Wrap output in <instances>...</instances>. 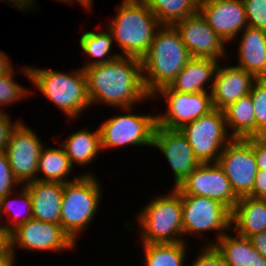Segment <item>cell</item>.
I'll list each match as a JSON object with an SVG mask.
<instances>
[{"label": "cell", "instance_id": "6da1fadb", "mask_svg": "<svg viewBox=\"0 0 266 266\" xmlns=\"http://www.w3.org/2000/svg\"><path fill=\"white\" fill-rule=\"evenodd\" d=\"M84 72L91 107L138 108L152 100L143 84L141 59L121 55L107 63L87 67Z\"/></svg>", "mask_w": 266, "mask_h": 266}, {"label": "cell", "instance_id": "7a4b0ae2", "mask_svg": "<svg viewBox=\"0 0 266 266\" xmlns=\"http://www.w3.org/2000/svg\"><path fill=\"white\" fill-rule=\"evenodd\" d=\"M69 71V72H68ZM60 71L51 67L36 68L32 65L21 66L18 71L31 82L32 87L43 94L63 112L66 122H76L91 108L88 97L87 80L84 69L80 66L74 70ZM80 114V115H79ZM69 120V121H68ZM72 120V121H71Z\"/></svg>", "mask_w": 266, "mask_h": 266}, {"label": "cell", "instance_id": "3957f363", "mask_svg": "<svg viewBox=\"0 0 266 266\" xmlns=\"http://www.w3.org/2000/svg\"><path fill=\"white\" fill-rule=\"evenodd\" d=\"M191 58L176 27L161 25L141 59L146 92L151 96L160 88L169 86Z\"/></svg>", "mask_w": 266, "mask_h": 266}, {"label": "cell", "instance_id": "277c9868", "mask_svg": "<svg viewBox=\"0 0 266 266\" xmlns=\"http://www.w3.org/2000/svg\"><path fill=\"white\" fill-rule=\"evenodd\" d=\"M170 190L147 200V204L134 215L138 224L132 221L124 223V229L128 232L138 231L140 240L137 241L140 245L183 242L181 196L173 188Z\"/></svg>", "mask_w": 266, "mask_h": 266}, {"label": "cell", "instance_id": "5b68a950", "mask_svg": "<svg viewBox=\"0 0 266 266\" xmlns=\"http://www.w3.org/2000/svg\"><path fill=\"white\" fill-rule=\"evenodd\" d=\"M115 9V16L105 28L111 32L122 56L142 59L161 25L142 0H123Z\"/></svg>", "mask_w": 266, "mask_h": 266}, {"label": "cell", "instance_id": "8992f818", "mask_svg": "<svg viewBox=\"0 0 266 266\" xmlns=\"http://www.w3.org/2000/svg\"><path fill=\"white\" fill-rule=\"evenodd\" d=\"M97 177L81 175L75 181L64 183L60 225L76 244L81 233L89 230L102 204L103 184Z\"/></svg>", "mask_w": 266, "mask_h": 266}, {"label": "cell", "instance_id": "52a82bcc", "mask_svg": "<svg viewBox=\"0 0 266 266\" xmlns=\"http://www.w3.org/2000/svg\"><path fill=\"white\" fill-rule=\"evenodd\" d=\"M180 196L183 213V242L191 244L188 240L189 236L192 235L195 240L199 236V239H205L211 233L214 234L212 242L207 237V241L203 242L201 239L200 243L201 246H213L231 228V211L219 201L209 197Z\"/></svg>", "mask_w": 266, "mask_h": 266}, {"label": "cell", "instance_id": "ba28073f", "mask_svg": "<svg viewBox=\"0 0 266 266\" xmlns=\"http://www.w3.org/2000/svg\"><path fill=\"white\" fill-rule=\"evenodd\" d=\"M135 107L121 108L124 113L114 114L100 122L102 151L127 146L153 147V135L156 127V113L133 112Z\"/></svg>", "mask_w": 266, "mask_h": 266}, {"label": "cell", "instance_id": "9c48e42d", "mask_svg": "<svg viewBox=\"0 0 266 266\" xmlns=\"http://www.w3.org/2000/svg\"><path fill=\"white\" fill-rule=\"evenodd\" d=\"M179 130L200 163H217L225 146L233 139L226 127L224 111L215 108Z\"/></svg>", "mask_w": 266, "mask_h": 266}, {"label": "cell", "instance_id": "30bf717a", "mask_svg": "<svg viewBox=\"0 0 266 266\" xmlns=\"http://www.w3.org/2000/svg\"><path fill=\"white\" fill-rule=\"evenodd\" d=\"M151 98L165 101L166 112L156 113V125L166 129L179 130L214 109L211 92L182 93L165 86Z\"/></svg>", "mask_w": 266, "mask_h": 266}, {"label": "cell", "instance_id": "8fae6325", "mask_svg": "<svg viewBox=\"0 0 266 266\" xmlns=\"http://www.w3.org/2000/svg\"><path fill=\"white\" fill-rule=\"evenodd\" d=\"M10 239L11 252L15 256L18 248L28 252H54L55 254L77 250V244L60 224L43 222L33 218L14 229L10 233Z\"/></svg>", "mask_w": 266, "mask_h": 266}, {"label": "cell", "instance_id": "7c38bea8", "mask_svg": "<svg viewBox=\"0 0 266 266\" xmlns=\"http://www.w3.org/2000/svg\"><path fill=\"white\" fill-rule=\"evenodd\" d=\"M44 145L38 132L24 120L11 131L4 151L12 173L21 185L37 180L38 160Z\"/></svg>", "mask_w": 266, "mask_h": 266}, {"label": "cell", "instance_id": "4fadbf2b", "mask_svg": "<svg viewBox=\"0 0 266 266\" xmlns=\"http://www.w3.org/2000/svg\"><path fill=\"white\" fill-rule=\"evenodd\" d=\"M230 181L238 198L248 196L258 172L253 145L243 138H233L224 148L217 162Z\"/></svg>", "mask_w": 266, "mask_h": 266}, {"label": "cell", "instance_id": "5bb4252c", "mask_svg": "<svg viewBox=\"0 0 266 266\" xmlns=\"http://www.w3.org/2000/svg\"><path fill=\"white\" fill-rule=\"evenodd\" d=\"M179 195H193L215 199L232 211L239 198L218 163H200L193 173L173 188Z\"/></svg>", "mask_w": 266, "mask_h": 266}, {"label": "cell", "instance_id": "9a60e30c", "mask_svg": "<svg viewBox=\"0 0 266 266\" xmlns=\"http://www.w3.org/2000/svg\"><path fill=\"white\" fill-rule=\"evenodd\" d=\"M152 148H157L164 155L171 168L173 186L170 185L169 189L178 187L200 164L180 130L166 129L156 125Z\"/></svg>", "mask_w": 266, "mask_h": 266}, {"label": "cell", "instance_id": "2e32d148", "mask_svg": "<svg viewBox=\"0 0 266 266\" xmlns=\"http://www.w3.org/2000/svg\"><path fill=\"white\" fill-rule=\"evenodd\" d=\"M192 57L227 60V43L207 23L198 11L175 25ZM223 59V60H222Z\"/></svg>", "mask_w": 266, "mask_h": 266}, {"label": "cell", "instance_id": "e0dca14e", "mask_svg": "<svg viewBox=\"0 0 266 266\" xmlns=\"http://www.w3.org/2000/svg\"><path fill=\"white\" fill-rule=\"evenodd\" d=\"M198 11L228 46L248 26L242 0H201Z\"/></svg>", "mask_w": 266, "mask_h": 266}, {"label": "cell", "instance_id": "ac0fdd59", "mask_svg": "<svg viewBox=\"0 0 266 266\" xmlns=\"http://www.w3.org/2000/svg\"><path fill=\"white\" fill-rule=\"evenodd\" d=\"M256 78L236 65L222 64L216 69L211 89L212 104L215 109L224 110L242 96L251 92Z\"/></svg>", "mask_w": 266, "mask_h": 266}, {"label": "cell", "instance_id": "d6986e66", "mask_svg": "<svg viewBox=\"0 0 266 266\" xmlns=\"http://www.w3.org/2000/svg\"><path fill=\"white\" fill-rule=\"evenodd\" d=\"M237 36L233 41L239 42L236 45V66L256 79L266 78V31L246 26Z\"/></svg>", "mask_w": 266, "mask_h": 266}, {"label": "cell", "instance_id": "ffe728a7", "mask_svg": "<svg viewBox=\"0 0 266 266\" xmlns=\"http://www.w3.org/2000/svg\"><path fill=\"white\" fill-rule=\"evenodd\" d=\"M219 63L212 58L192 57L169 87L182 93L211 92Z\"/></svg>", "mask_w": 266, "mask_h": 266}, {"label": "cell", "instance_id": "44dd1931", "mask_svg": "<svg viewBox=\"0 0 266 266\" xmlns=\"http://www.w3.org/2000/svg\"><path fill=\"white\" fill-rule=\"evenodd\" d=\"M24 186L31 195L33 219L60 224L64 184L35 180Z\"/></svg>", "mask_w": 266, "mask_h": 266}, {"label": "cell", "instance_id": "7402d4cb", "mask_svg": "<svg viewBox=\"0 0 266 266\" xmlns=\"http://www.w3.org/2000/svg\"><path fill=\"white\" fill-rule=\"evenodd\" d=\"M231 229L248 238L266 230V199L240 197L231 211Z\"/></svg>", "mask_w": 266, "mask_h": 266}, {"label": "cell", "instance_id": "603a6c76", "mask_svg": "<svg viewBox=\"0 0 266 266\" xmlns=\"http://www.w3.org/2000/svg\"><path fill=\"white\" fill-rule=\"evenodd\" d=\"M93 129V130H92ZM84 127L68 134L60 144L64 148L71 165L89 166L102 153L99 128ZM95 129V130H94Z\"/></svg>", "mask_w": 266, "mask_h": 266}, {"label": "cell", "instance_id": "cb8c5ba5", "mask_svg": "<svg viewBox=\"0 0 266 266\" xmlns=\"http://www.w3.org/2000/svg\"><path fill=\"white\" fill-rule=\"evenodd\" d=\"M57 145L50 147L45 143L38 160L37 180L43 182H59L68 183L77 180L81 175H96L85 170L80 175H75L70 179L72 171L75 169L69 158L67 157L64 148ZM39 174V175H38ZM42 174V175H41Z\"/></svg>", "mask_w": 266, "mask_h": 266}, {"label": "cell", "instance_id": "d4e9b609", "mask_svg": "<svg viewBox=\"0 0 266 266\" xmlns=\"http://www.w3.org/2000/svg\"><path fill=\"white\" fill-rule=\"evenodd\" d=\"M79 47L83 52L85 61L82 66L83 69L97 64H104L113 59L121 56L120 52H113L112 50L115 43L111 32L106 28L102 31H82L79 38ZM114 54H113V53Z\"/></svg>", "mask_w": 266, "mask_h": 266}, {"label": "cell", "instance_id": "484cf974", "mask_svg": "<svg viewBox=\"0 0 266 266\" xmlns=\"http://www.w3.org/2000/svg\"><path fill=\"white\" fill-rule=\"evenodd\" d=\"M12 195L14 198L11 199ZM32 218L31 195L24 185H21L18 190L16 189L9 195L0 198L1 224L10 233ZM5 221L6 223L4 224Z\"/></svg>", "mask_w": 266, "mask_h": 266}, {"label": "cell", "instance_id": "4316f807", "mask_svg": "<svg viewBox=\"0 0 266 266\" xmlns=\"http://www.w3.org/2000/svg\"><path fill=\"white\" fill-rule=\"evenodd\" d=\"M228 133L232 138L255 137V113L250 93L224 110Z\"/></svg>", "mask_w": 266, "mask_h": 266}, {"label": "cell", "instance_id": "83f0119b", "mask_svg": "<svg viewBox=\"0 0 266 266\" xmlns=\"http://www.w3.org/2000/svg\"><path fill=\"white\" fill-rule=\"evenodd\" d=\"M185 242L142 244L145 266H187L189 248ZM189 247V248H188Z\"/></svg>", "mask_w": 266, "mask_h": 266}, {"label": "cell", "instance_id": "f1b7e54d", "mask_svg": "<svg viewBox=\"0 0 266 266\" xmlns=\"http://www.w3.org/2000/svg\"><path fill=\"white\" fill-rule=\"evenodd\" d=\"M155 14L160 25L174 26L198 12V0H142Z\"/></svg>", "mask_w": 266, "mask_h": 266}, {"label": "cell", "instance_id": "f546056e", "mask_svg": "<svg viewBox=\"0 0 266 266\" xmlns=\"http://www.w3.org/2000/svg\"><path fill=\"white\" fill-rule=\"evenodd\" d=\"M251 246L248 237L237 234L231 228L213 245L227 266H247L248 250Z\"/></svg>", "mask_w": 266, "mask_h": 266}, {"label": "cell", "instance_id": "4dcf8cb0", "mask_svg": "<svg viewBox=\"0 0 266 266\" xmlns=\"http://www.w3.org/2000/svg\"><path fill=\"white\" fill-rule=\"evenodd\" d=\"M17 71L15 67L10 72L0 75V111L7 110L8 106L15 102L19 104V101H24L25 98L31 97L30 95H35L33 90L15 80Z\"/></svg>", "mask_w": 266, "mask_h": 266}, {"label": "cell", "instance_id": "1f68e13d", "mask_svg": "<svg viewBox=\"0 0 266 266\" xmlns=\"http://www.w3.org/2000/svg\"><path fill=\"white\" fill-rule=\"evenodd\" d=\"M250 95L255 113V137L266 136V78L255 80Z\"/></svg>", "mask_w": 266, "mask_h": 266}, {"label": "cell", "instance_id": "d6a6232c", "mask_svg": "<svg viewBox=\"0 0 266 266\" xmlns=\"http://www.w3.org/2000/svg\"><path fill=\"white\" fill-rule=\"evenodd\" d=\"M248 26L266 31V0H242Z\"/></svg>", "mask_w": 266, "mask_h": 266}, {"label": "cell", "instance_id": "836d02e7", "mask_svg": "<svg viewBox=\"0 0 266 266\" xmlns=\"http://www.w3.org/2000/svg\"><path fill=\"white\" fill-rule=\"evenodd\" d=\"M21 184L14 177L5 151L0 152V198L9 195Z\"/></svg>", "mask_w": 266, "mask_h": 266}, {"label": "cell", "instance_id": "e575fe53", "mask_svg": "<svg viewBox=\"0 0 266 266\" xmlns=\"http://www.w3.org/2000/svg\"><path fill=\"white\" fill-rule=\"evenodd\" d=\"M194 252L196 257L188 263L187 266H227L218 253V251L213 246H202Z\"/></svg>", "mask_w": 266, "mask_h": 266}, {"label": "cell", "instance_id": "d590c367", "mask_svg": "<svg viewBox=\"0 0 266 266\" xmlns=\"http://www.w3.org/2000/svg\"><path fill=\"white\" fill-rule=\"evenodd\" d=\"M20 121L21 119L13 121L8 111H0V152L5 150L11 131Z\"/></svg>", "mask_w": 266, "mask_h": 266}, {"label": "cell", "instance_id": "8d00e7d4", "mask_svg": "<svg viewBox=\"0 0 266 266\" xmlns=\"http://www.w3.org/2000/svg\"><path fill=\"white\" fill-rule=\"evenodd\" d=\"M252 145L258 170H266V136L246 138Z\"/></svg>", "mask_w": 266, "mask_h": 266}, {"label": "cell", "instance_id": "74e56055", "mask_svg": "<svg viewBox=\"0 0 266 266\" xmlns=\"http://www.w3.org/2000/svg\"><path fill=\"white\" fill-rule=\"evenodd\" d=\"M248 196L251 198L266 199V170H258L252 192Z\"/></svg>", "mask_w": 266, "mask_h": 266}, {"label": "cell", "instance_id": "f35d334b", "mask_svg": "<svg viewBox=\"0 0 266 266\" xmlns=\"http://www.w3.org/2000/svg\"><path fill=\"white\" fill-rule=\"evenodd\" d=\"M0 2L6 5L8 4V6L10 5V8L12 7L15 9L18 8L20 12H23V13L25 12L26 14H29L28 11L30 9L35 10L37 12L38 11L37 7L39 6L37 0H4V1L0 0Z\"/></svg>", "mask_w": 266, "mask_h": 266}, {"label": "cell", "instance_id": "ab89813d", "mask_svg": "<svg viewBox=\"0 0 266 266\" xmlns=\"http://www.w3.org/2000/svg\"><path fill=\"white\" fill-rule=\"evenodd\" d=\"M11 252L10 232L0 224V258Z\"/></svg>", "mask_w": 266, "mask_h": 266}, {"label": "cell", "instance_id": "60d3db41", "mask_svg": "<svg viewBox=\"0 0 266 266\" xmlns=\"http://www.w3.org/2000/svg\"><path fill=\"white\" fill-rule=\"evenodd\" d=\"M253 248L266 258V230L249 237Z\"/></svg>", "mask_w": 266, "mask_h": 266}, {"label": "cell", "instance_id": "b9f144b4", "mask_svg": "<svg viewBox=\"0 0 266 266\" xmlns=\"http://www.w3.org/2000/svg\"><path fill=\"white\" fill-rule=\"evenodd\" d=\"M247 266H266V258L253 248V246L248 250Z\"/></svg>", "mask_w": 266, "mask_h": 266}, {"label": "cell", "instance_id": "7bdbcfd3", "mask_svg": "<svg viewBox=\"0 0 266 266\" xmlns=\"http://www.w3.org/2000/svg\"><path fill=\"white\" fill-rule=\"evenodd\" d=\"M4 51L0 50V75L10 72L14 67L12 59Z\"/></svg>", "mask_w": 266, "mask_h": 266}, {"label": "cell", "instance_id": "ee69618b", "mask_svg": "<svg viewBox=\"0 0 266 266\" xmlns=\"http://www.w3.org/2000/svg\"><path fill=\"white\" fill-rule=\"evenodd\" d=\"M17 256H15L12 252H10L7 256L0 258V266H16L15 260H17Z\"/></svg>", "mask_w": 266, "mask_h": 266}, {"label": "cell", "instance_id": "f6af8a7d", "mask_svg": "<svg viewBox=\"0 0 266 266\" xmlns=\"http://www.w3.org/2000/svg\"><path fill=\"white\" fill-rule=\"evenodd\" d=\"M57 2L61 1V3H70L71 5H73L75 2H77L78 4H80V6L83 7L84 10H87V12H91L80 0H56Z\"/></svg>", "mask_w": 266, "mask_h": 266}, {"label": "cell", "instance_id": "bcb514c9", "mask_svg": "<svg viewBox=\"0 0 266 266\" xmlns=\"http://www.w3.org/2000/svg\"><path fill=\"white\" fill-rule=\"evenodd\" d=\"M91 12L94 10L92 9L95 4L94 1L95 0H80Z\"/></svg>", "mask_w": 266, "mask_h": 266}]
</instances>
